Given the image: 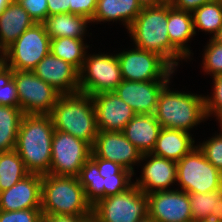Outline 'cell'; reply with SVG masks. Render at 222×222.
Returning <instances> with one entry per match:
<instances>
[{"mask_svg":"<svg viewBox=\"0 0 222 222\" xmlns=\"http://www.w3.org/2000/svg\"><path fill=\"white\" fill-rule=\"evenodd\" d=\"M54 130L49 114L23 116L14 150L30 174H49Z\"/></svg>","mask_w":222,"mask_h":222,"instance_id":"6da1fadb","label":"cell"},{"mask_svg":"<svg viewBox=\"0 0 222 222\" xmlns=\"http://www.w3.org/2000/svg\"><path fill=\"white\" fill-rule=\"evenodd\" d=\"M49 116L55 130L93 147L99 130L92 96L81 92L60 95Z\"/></svg>","mask_w":222,"mask_h":222,"instance_id":"7a4b0ae2","label":"cell"},{"mask_svg":"<svg viewBox=\"0 0 222 222\" xmlns=\"http://www.w3.org/2000/svg\"><path fill=\"white\" fill-rule=\"evenodd\" d=\"M167 23L168 3H162L143 8L128 31L137 48L159 54L175 69L185 57L169 41Z\"/></svg>","mask_w":222,"mask_h":222,"instance_id":"3957f363","label":"cell"},{"mask_svg":"<svg viewBox=\"0 0 222 222\" xmlns=\"http://www.w3.org/2000/svg\"><path fill=\"white\" fill-rule=\"evenodd\" d=\"M42 214L86 217L92 213L84 188L75 176L42 175Z\"/></svg>","mask_w":222,"mask_h":222,"instance_id":"277c9868","label":"cell"},{"mask_svg":"<svg viewBox=\"0 0 222 222\" xmlns=\"http://www.w3.org/2000/svg\"><path fill=\"white\" fill-rule=\"evenodd\" d=\"M168 88L167 84L160 92L154 116L161 128L189 133L192 127L207 118L205 98L197 94L170 91Z\"/></svg>","mask_w":222,"mask_h":222,"instance_id":"5b68a950","label":"cell"},{"mask_svg":"<svg viewBox=\"0 0 222 222\" xmlns=\"http://www.w3.org/2000/svg\"><path fill=\"white\" fill-rule=\"evenodd\" d=\"M176 181L187 193L222 190V172L206 159L198 146L177 162Z\"/></svg>","mask_w":222,"mask_h":222,"instance_id":"8992f818","label":"cell"},{"mask_svg":"<svg viewBox=\"0 0 222 222\" xmlns=\"http://www.w3.org/2000/svg\"><path fill=\"white\" fill-rule=\"evenodd\" d=\"M99 222H139L148 217V198L137 186L100 199L92 206Z\"/></svg>","mask_w":222,"mask_h":222,"instance_id":"52a82bcc","label":"cell"},{"mask_svg":"<svg viewBox=\"0 0 222 222\" xmlns=\"http://www.w3.org/2000/svg\"><path fill=\"white\" fill-rule=\"evenodd\" d=\"M50 40L44 24L35 23L5 50L6 66L13 70L32 71L50 52Z\"/></svg>","mask_w":222,"mask_h":222,"instance_id":"ba28073f","label":"cell"},{"mask_svg":"<svg viewBox=\"0 0 222 222\" xmlns=\"http://www.w3.org/2000/svg\"><path fill=\"white\" fill-rule=\"evenodd\" d=\"M122 81L117 54L110 56L101 53L88 56L79 71V92L90 96L112 92Z\"/></svg>","mask_w":222,"mask_h":222,"instance_id":"9c48e42d","label":"cell"},{"mask_svg":"<svg viewBox=\"0 0 222 222\" xmlns=\"http://www.w3.org/2000/svg\"><path fill=\"white\" fill-rule=\"evenodd\" d=\"M123 80L169 81L174 68L159 54L137 47L117 54Z\"/></svg>","mask_w":222,"mask_h":222,"instance_id":"30bf717a","label":"cell"},{"mask_svg":"<svg viewBox=\"0 0 222 222\" xmlns=\"http://www.w3.org/2000/svg\"><path fill=\"white\" fill-rule=\"evenodd\" d=\"M91 153L92 147L87 142L54 130L49 174L77 177Z\"/></svg>","mask_w":222,"mask_h":222,"instance_id":"8fae6325","label":"cell"},{"mask_svg":"<svg viewBox=\"0 0 222 222\" xmlns=\"http://www.w3.org/2000/svg\"><path fill=\"white\" fill-rule=\"evenodd\" d=\"M13 80L24 114H49L61 95L32 71L13 70Z\"/></svg>","mask_w":222,"mask_h":222,"instance_id":"7c38bea8","label":"cell"},{"mask_svg":"<svg viewBox=\"0 0 222 222\" xmlns=\"http://www.w3.org/2000/svg\"><path fill=\"white\" fill-rule=\"evenodd\" d=\"M148 217L154 222L192 221L189 194L182 190H164L147 194Z\"/></svg>","mask_w":222,"mask_h":222,"instance_id":"4fadbf2b","label":"cell"},{"mask_svg":"<svg viewBox=\"0 0 222 222\" xmlns=\"http://www.w3.org/2000/svg\"><path fill=\"white\" fill-rule=\"evenodd\" d=\"M92 152L98 157L111 160L134 173V163L141 160L142 153L122 132L99 131Z\"/></svg>","mask_w":222,"mask_h":222,"instance_id":"5bb4252c","label":"cell"},{"mask_svg":"<svg viewBox=\"0 0 222 222\" xmlns=\"http://www.w3.org/2000/svg\"><path fill=\"white\" fill-rule=\"evenodd\" d=\"M99 131L122 132L126 124L136 115L114 91L92 96Z\"/></svg>","mask_w":222,"mask_h":222,"instance_id":"9a60e30c","label":"cell"},{"mask_svg":"<svg viewBox=\"0 0 222 222\" xmlns=\"http://www.w3.org/2000/svg\"><path fill=\"white\" fill-rule=\"evenodd\" d=\"M32 72L61 95L79 92V71L70 63L49 52Z\"/></svg>","mask_w":222,"mask_h":222,"instance_id":"2e32d148","label":"cell"},{"mask_svg":"<svg viewBox=\"0 0 222 222\" xmlns=\"http://www.w3.org/2000/svg\"><path fill=\"white\" fill-rule=\"evenodd\" d=\"M170 81L123 80L114 92L127 103L136 114H154L158 97Z\"/></svg>","mask_w":222,"mask_h":222,"instance_id":"e0dca14e","label":"cell"},{"mask_svg":"<svg viewBox=\"0 0 222 222\" xmlns=\"http://www.w3.org/2000/svg\"><path fill=\"white\" fill-rule=\"evenodd\" d=\"M42 175L29 174L0 192V210L41 209Z\"/></svg>","mask_w":222,"mask_h":222,"instance_id":"ac0fdd59","label":"cell"},{"mask_svg":"<svg viewBox=\"0 0 222 222\" xmlns=\"http://www.w3.org/2000/svg\"><path fill=\"white\" fill-rule=\"evenodd\" d=\"M148 157L150 160L143 166L142 179L133 184L146 195L155 191L169 190L168 187L177 180V162L152 153L142 154L141 160Z\"/></svg>","mask_w":222,"mask_h":222,"instance_id":"d6986e66","label":"cell"},{"mask_svg":"<svg viewBox=\"0 0 222 222\" xmlns=\"http://www.w3.org/2000/svg\"><path fill=\"white\" fill-rule=\"evenodd\" d=\"M161 125L154 114H136L122 130L123 135L142 153H151Z\"/></svg>","mask_w":222,"mask_h":222,"instance_id":"ffe728a7","label":"cell"},{"mask_svg":"<svg viewBox=\"0 0 222 222\" xmlns=\"http://www.w3.org/2000/svg\"><path fill=\"white\" fill-rule=\"evenodd\" d=\"M34 24L28 12L13 0L0 15V46L6 50Z\"/></svg>","mask_w":222,"mask_h":222,"instance_id":"44dd1931","label":"cell"},{"mask_svg":"<svg viewBox=\"0 0 222 222\" xmlns=\"http://www.w3.org/2000/svg\"><path fill=\"white\" fill-rule=\"evenodd\" d=\"M194 142L188 132L162 128L151 153L178 162L196 147Z\"/></svg>","mask_w":222,"mask_h":222,"instance_id":"7402d4cb","label":"cell"},{"mask_svg":"<svg viewBox=\"0 0 222 222\" xmlns=\"http://www.w3.org/2000/svg\"><path fill=\"white\" fill-rule=\"evenodd\" d=\"M167 30L171 44L185 58H189L191 52L185 43L196 34L193 27L192 12L175 9L168 3Z\"/></svg>","mask_w":222,"mask_h":222,"instance_id":"603a6c76","label":"cell"},{"mask_svg":"<svg viewBox=\"0 0 222 222\" xmlns=\"http://www.w3.org/2000/svg\"><path fill=\"white\" fill-rule=\"evenodd\" d=\"M142 9L138 0H97L91 22L121 20L129 30Z\"/></svg>","mask_w":222,"mask_h":222,"instance_id":"cb8c5ba5","label":"cell"},{"mask_svg":"<svg viewBox=\"0 0 222 222\" xmlns=\"http://www.w3.org/2000/svg\"><path fill=\"white\" fill-rule=\"evenodd\" d=\"M87 17L72 13H61L48 16L43 22L50 39L69 37L83 39L86 25L90 23Z\"/></svg>","mask_w":222,"mask_h":222,"instance_id":"d4e9b609","label":"cell"},{"mask_svg":"<svg viewBox=\"0 0 222 222\" xmlns=\"http://www.w3.org/2000/svg\"><path fill=\"white\" fill-rule=\"evenodd\" d=\"M188 194L193 222L205 219L222 222V190Z\"/></svg>","mask_w":222,"mask_h":222,"instance_id":"484cf974","label":"cell"},{"mask_svg":"<svg viewBox=\"0 0 222 222\" xmlns=\"http://www.w3.org/2000/svg\"><path fill=\"white\" fill-rule=\"evenodd\" d=\"M24 115L19 107L0 105V150L2 152L15 149L18 130Z\"/></svg>","mask_w":222,"mask_h":222,"instance_id":"4316f807","label":"cell"},{"mask_svg":"<svg viewBox=\"0 0 222 222\" xmlns=\"http://www.w3.org/2000/svg\"><path fill=\"white\" fill-rule=\"evenodd\" d=\"M83 42V39H74L69 37L51 39L50 52L55 57L70 63L78 71H80L86 57L85 48L87 49L89 47Z\"/></svg>","mask_w":222,"mask_h":222,"instance_id":"83f0119b","label":"cell"},{"mask_svg":"<svg viewBox=\"0 0 222 222\" xmlns=\"http://www.w3.org/2000/svg\"><path fill=\"white\" fill-rule=\"evenodd\" d=\"M30 173L15 151H4L0 155V192L11 188Z\"/></svg>","mask_w":222,"mask_h":222,"instance_id":"f1b7e54d","label":"cell"},{"mask_svg":"<svg viewBox=\"0 0 222 222\" xmlns=\"http://www.w3.org/2000/svg\"><path fill=\"white\" fill-rule=\"evenodd\" d=\"M77 178L80 185L84 188L87 201L92 206L104 198V178L100 176L99 168L91 158H89L81 168Z\"/></svg>","mask_w":222,"mask_h":222,"instance_id":"f546056e","label":"cell"},{"mask_svg":"<svg viewBox=\"0 0 222 222\" xmlns=\"http://www.w3.org/2000/svg\"><path fill=\"white\" fill-rule=\"evenodd\" d=\"M192 13L194 31L197 27L215 35L222 26V0L205 3Z\"/></svg>","mask_w":222,"mask_h":222,"instance_id":"4dcf8cb0","label":"cell"},{"mask_svg":"<svg viewBox=\"0 0 222 222\" xmlns=\"http://www.w3.org/2000/svg\"><path fill=\"white\" fill-rule=\"evenodd\" d=\"M0 105L19 107V97L13 80V69L6 66L0 71Z\"/></svg>","mask_w":222,"mask_h":222,"instance_id":"1f68e13d","label":"cell"},{"mask_svg":"<svg viewBox=\"0 0 222 222\" xmlns=\"http://www.w3.org/2000/svg\"><path fill=\"white\" fill-rule=\"evenodd\" d=\"M209 41L204 52L203 69L208 74L212 73L215 77L222 75V45L215 43L212 39Z\"/></svg>","mask_w":222,"mask_h":222,"instance_id":"d6a6232c","label":"cell"},{"mask_svg":"<svg viewBox=\"0 0 222 222\" xmlns=\"http://www.w3.org/2000/svg\"><path fill=\"white\" fill-rule=\"evenodd\" d=\"M198 147L203 151L206 159L222 172V132L203 142L202 145L199 144Z\"/></svg>","mask_w":222,"mask_h":222,"instance_id":"836d02e7","label":"cell"},{"mask_svg":"<svg viewBox=\"0 0 222 222\" xmlns=\"http://www.w3.org/2000/svg\"><path fill=\"white\" fill-rule=\"evenodd\" d=\"M214 79V92L210 97L205 98V110L206 116H210L215 114L217 119L220 122V126L222 125V75H217L213 77Z\"/></svg>","mask_w":222,"mask_h":222,"instance_id":"e575fe53","label":"cell"},{"mask_svg":"<svg viewBox=\"0 0 222 222\" xmlns=\"http://www.w3.org/2000/svg\"><path fill=\"white\" fill-rule=\"evenodd\" d=\"M131 177L132 175L105 176L103 180L104 198L123 193L131 188L134 185L131 183Z\"/></svg>","mask_w":222,"mask_h":222,"instance_id":"d590c367","label":"cell"},{"mask_svg":"<svg viewBox=\"0 0 222 222\" xmlns=\"http://www.w3.org/2000/svg\"><path fill=\"white\" fill-rule=\"evenodd\" d=\"M0 222H42L41 209L0 210Z\"/></svg>","mask_w":222,"mask_h":222,"instance_id":"8d00e7d4","label":"cell"},{"mask_svg":"<svg viewBox=\"0 0 222 222\" xmlns=\"http://www.w3.org/2000/svg\"><path fill=\"white\" fill-rule=\"evenodd\" d=\"M35 23H43L48 17L47 0H17Z\"/></svg>","mask_w":222,"mask_h":222,"instance_id":"74e56055","label":"cell"},{"mask_svg":"<svg viewBox=\"0 0 222 222\" xmlns=\"http://www.w3.org/2000/svg\"><path fill=\"white\" fill-rule=\"evenodd\" d=\"M90 158L97 164L99 168V174L103 178H105V176L134 174L133 172L123 168L120 164L116 162L103 158H98L93 152L91 153Z\"/></svg>","mask_w":222,"mask_h":222,"instance_id":"f35d334b","label":"cell"},{"mask_svg":"<svg viewBox=\"0 0 222 222\" xmlns=\"http://www.w3.org/2000/svg\"><path fill=\"white\" fill-rule=\"evenodd\" d=\"M97 0H71L69 13L83 15L89 20L93 19Z\"/></svg>","mask_w":222,"mask_h":222,"instance_id":"ab89813d","label":"cell"},{"mask_svg":"<svg viewBox=\"0 0 222 222\" xmlns=\"http://www.w3.org/2000/svg\"><path fill=\"white\" fill-rule=\"evenodd\" d=\"M213 0H172L170 5L178 10L193 12L205 3Z\"/></svg>","mask_w":222,"mask_h":222,"instance_id":"60d3db41","label":"cell"},{"mask_svg":"<svg viewBox=\"0 0 222 222\" xmlns=\"http://www.w3.org/2000/svg\"><path fill=\"white\" fill-rule=\"evenodd\" d=\"M48 1V16L69 13L71 0H47Z\"/></svg>","mask_w":222,"mask_h":222,"instance_id":"b9f144b4","label":"cell"},{"mask_svg":"<svg viewBox=\"0 0 222 222\" xmlns=\"http://www.w3.org/2000/svg\"><path fill=\"white\" fill-rule=\"evenodd\" d=\"M42 222H81V217L42 214Z\"/></svg>","mask_w":222,"mask_h":222,"instance_id":"7bdbcfd3","label":"cell"},{"mask_svg":"<svg viewBox=\"0 0 222 222\" xmlns=\"http://www.w3.org/2000/svg\"><path fill=\"white\" fill-rule=\"evenodd\" d=\"M138 2L142 8L153 7L162 4L160 0H138Z\"/></svg>","mask_w":222,"mask_h":222,"instance_id":"ee69618b","label":"cell"},{"mask_svg":"<svg viewBox=\"0 0 222 222\" xmlns=\"http://www.w3.org/2000/svg\"><path fill=\"white\" fill-rule=\"evenodd\" d=\"M211 38L215 43L222 45V26L219 28L217 33L213 35V37Z\"/></svg>","mask_w":222,"mask_h":222,"instance_id":"f6af8a7d","label":"cell"},{"mask_svg":"<svg viewBox=\"0 0 222 222\" xmlns=\"http://www.w3.org/2000/svg\"><path fill=\"white\" fill-rule=\"evenodd\" d=\"M81 222H99V220L91 213L86 217H81Z\"/></svg>","mask_w":222,"mask_h":222,"instance_id":"bcb514c9","label":"cell"},{"mask_svg":"<svg viewBox=\"0 0 222 222\" xmlns=\"http://www.w3.org/2000/svg\"><path fill=\"white\" fill-rule=\"evenodd\" d=\"M13 0H0V15Z\"/></svg>","mask_w":222,"mask_h":222,"instance_id":"7dc6e473","label":"cell"},{"mask_svg":"<svg viewBox=\"0 0 222 222\" xmlns=\"http://www.w3.org/2000/svg\"><path fill=\"white\" fill-rule=\"evenodd\" d=\"M6 67V58H0V71Z\"/></svg>","mask_w":222,"mask_h":222,"instance_id":"c3c4849f","label":"cell"},{"mask_svg":"<svg viewBox=\"0 0 222 222\" xmlns=\"http://www.w3.org/2000/svg\"><path fill=\"white\" fill-rule=\"evenodd\" d=\"M0 53H1V55H0V58H6V55H5V50L0 46Z\"/></svg>","mask_w":222,"mask_h":222,"instance_id":"681fc988","label":"cell"},{"mask_svg":"<svg viewBox=\"0 0 222 222\" xmlns=\"http://www.w3.org/2000/svg\"><path fill=\"white\" fill-rule=\"evenodd\" d=\"M139 222H154L150 217H146L145 219H142Z\"/></svg>","mask_w":222,"mask_h":222,"instance_id":"f907efd6","label":"cell"},{"mask_svg":"<svg viewBox=\"0 0 222 222\" xmlns=\"http://www.w3.org/2000/svg\"><path fill=\"white\" fill-rule=\"evenodd\" d=\"M197 222H219V221H215L213 219H205V220H200V221H197Z\"/></svg>","mask_w":222,"mask_h":222,"instance_id":"816d5d0a","label":"cell"},{"mask_svg":"<svg viewBox=\"0 0 222 222\" xmlns=\"http://www.w3.org/2000/svg\"><path fill=\"white\" fill-rule=\"evenodd\" d=\"M162 3H171L172 0H160Z\"/></svg>","mask_w":222,"mask_h":222,"instance_id":"f5cc1de1","label":"cell"}]
</instances>
